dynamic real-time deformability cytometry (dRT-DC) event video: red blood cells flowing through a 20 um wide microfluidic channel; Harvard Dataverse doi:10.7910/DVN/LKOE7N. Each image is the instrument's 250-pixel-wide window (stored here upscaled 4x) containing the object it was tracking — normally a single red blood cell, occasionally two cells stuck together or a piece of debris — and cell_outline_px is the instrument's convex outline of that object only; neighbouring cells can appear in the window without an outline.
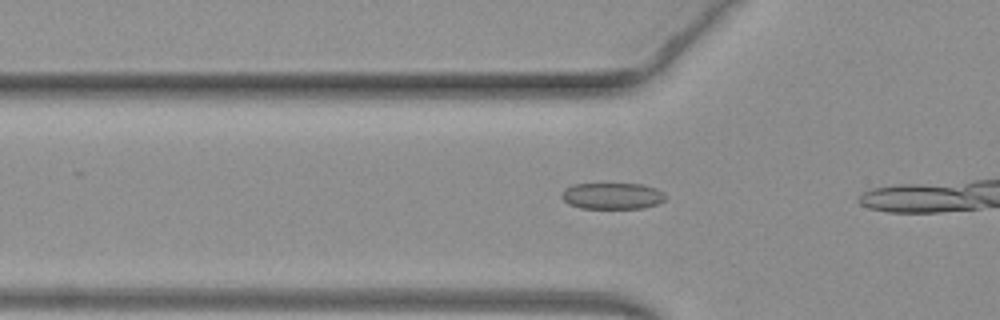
{"species": "common noctule bat (a hibernating species)", "species_latin": "Nyctalus noctula", "temperature_condition": "warm", "stored_images_in_passage": 14, "camera_frame_rate_fps": 3000, "um_per_image_px": 0.085, "animal": {"sex": "female", "body_mass_g": 19.3, "forearm_length_mm": 54.1}, "frame": {"image": 1, "passage_image": 12, "time_ms": 3.667, "image_size_px": [1000, 320], "cell_outline_px": [[664, 200], [656, 204], [644, 208], [580, 208], [568, 204], [560, 196], [560, 192], [564, 188], [572, 184], [640, 184], [656, 188], [664, 196]], "centroid_in_image_um": [51.96, 16.65], "position_along_channel_um": 73.8, "area_um2": 15.9}}